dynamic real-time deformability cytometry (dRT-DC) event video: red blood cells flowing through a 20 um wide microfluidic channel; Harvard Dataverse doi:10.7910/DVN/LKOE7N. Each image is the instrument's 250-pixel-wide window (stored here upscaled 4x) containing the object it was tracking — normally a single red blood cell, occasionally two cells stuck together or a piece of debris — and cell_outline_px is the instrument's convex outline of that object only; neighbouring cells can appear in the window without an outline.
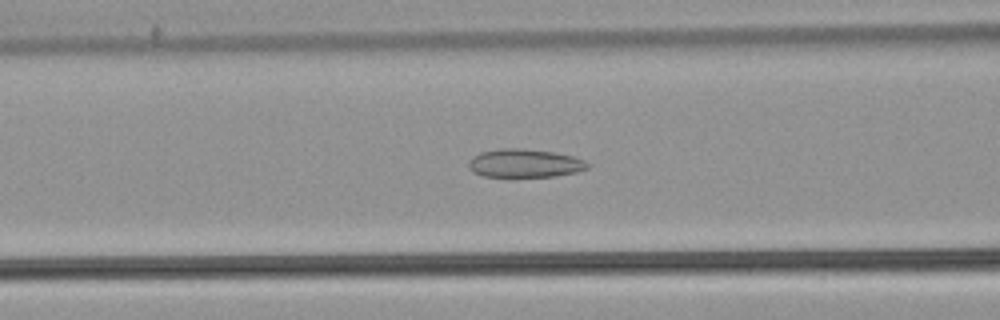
{"species": "common noctule bat (a hibernating species)", "species_latin": "Nyctalus noctula", "temperature_condition": "warm", "stored_images_in_passage": 46, "camera_frame_rate_fps": 3000, "um_per_image_px": 0.085, "animal": {"sex": "male", "body_mass_g": 21.5, "forearm_length_mm": 52.0}, "frame": {"image": 1, "passage_image": 14, "time_ms": 4.333, "image_size_px": [1000, 320], "cell_outline_px": [[592, 164], [588, 168], [576, 172], [556, 176], [516, 180], [512, 180], [484, 176], [472, 172], [468, 168], [468, 160], [472, 156], [480, 152], [500, 148], [524, 148], [552, 152], [572, 156], [584, 160]], "centroid_in_image_um": [44.55, 13.93], "position_along_channel_um": 122.1, "area_um2": 20.87}}
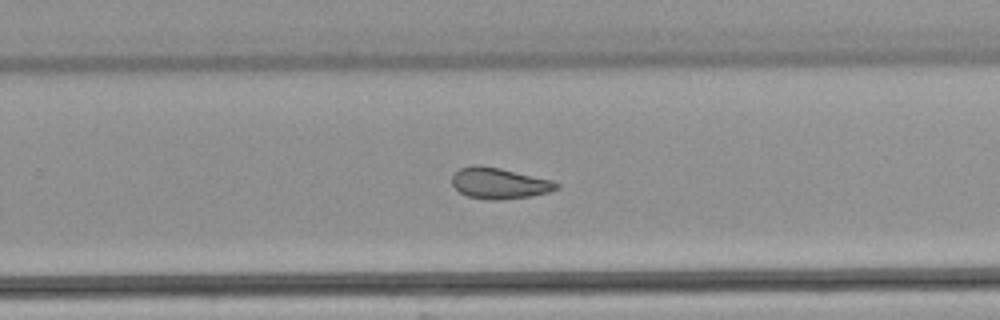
{"frame": {"image": 2, "passage_image": 27, "time_ms": 8.667, "image_size_px": [1000, 320], "cell_outline_px": [[560, 188], [548, 192], [532, 196], [500, 200], [488, 200], [468, 196], [460, 192], [452, 184], [452, 176], [460, 168], [472, 164], [480, 164], [500, 168], [552, 180], [560, 184]], "centroid_in_image_um": [42.44, 15.57], "position_along_channel_um": 287.4, "area_um2": 19.02}}
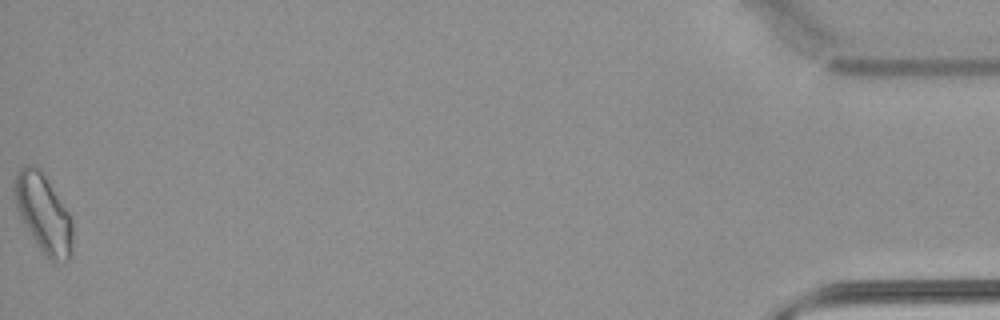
{"frame": {"image": 3, "passage_image": 46, "time_ms": 15.0, "image_size_px": [1000, 320], "cell_outline_px": [[72, 256], [68, 260], [52, 260], [44, 256], [20, 220], [16, 208], [12, 188], [12, 184], [16, 172], [20, 168], [28, 164], [36, 164], [40, 168], [72, 216]], "centroid_in_image_um": [3.66, 18.1], "position_along_channel_um": 431.5, "area_um2": 27.28}, "authors_computed_cell_mechanics": {"area_um2": 20.0566, "velocity_mm_per_s": 3.8257, "shape_relaxation_time_tau1_ms": null, "shape_relaxation_time_tau2_ms": 2.8571, "deformation_change_tau1": null, "deformation_change_tau2": 0.0891}}